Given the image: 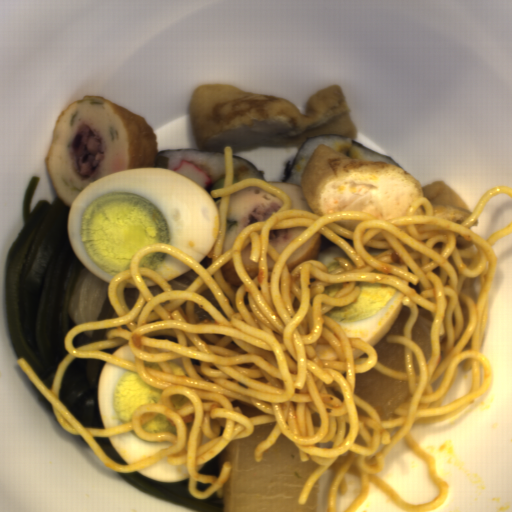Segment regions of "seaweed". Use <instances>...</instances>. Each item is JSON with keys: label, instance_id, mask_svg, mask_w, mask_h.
<instances>
[{"label": "seaweed", "instance_id": "seaweed-2", "mask_svg": "<svg viewBox=\"0 0 512 512\" xmlns=\"http://www.w3.org/2000/svg\"><path fill=\"white\" fill-rule=\"evenodd\" d=\"M167 151H201L199 148H172V149H159L156 152V168L164 169L167 165V159L164 158V153Z\"/></svg>", "mask_w": 512, "mask_h": 512}, {"label": "seaweed", "instance_id": "seaweed-1", "mask_svg": "<svg viewBox=\"0 0 512 512\" xmlns=\"http://www.w3.org/2000/svg\"><path fill=\"white\" fill-rule=\"evenodd\" d=\"M322 137H346V135H329V134L328 135H310L309 137L304 139L298 145L295 157L292 160L287 161L282 182H286L287 183L288 178H289V176H290V174H291V172H292V170H293V168L295 166V163H296L300 153L302 152V150L306 146V144L311 142V141H313V140H315V139H319V138H322Z\"/></svg>", "mask_w": 512, "mask_h": 512}, {"label": "seaweed", "instance_id": "seaweed-4", "mask_svg": "<svg viewBox=\"0 0 512 512\" xmlns=\"http://www.w3.org/2000/svg\"><path fill=\"white\" fill-rule=\"evenodd\" d=\"M233 157H236V158H239L241 160H244L245 162H247L249 165H251L254 169L257 170L258 174H259V177L260 179H263L264 181H266L265 179V174L263 172V170L259 169L256 165H254L250 160H247V159H244V158H240V157H237V156H234ZM267 182V181H266Z\"/></svg>", "mask_w": 512, "mask_h": 512}, {"label": "seaweed", "instance_id": "seaweed-3", "mask_svg": "<svg viewBox=\"0 0 512 512\" xmlns=\"http://www.w3.org/2000/svg\"><path fill=\"white\" fill-rule=\"evenodd\" d=\"M351 138H353V137H351ZM352 143H354V144H356V145H358V146H360V147H362L364 149H367V150H369V151H371V152H373V153H375L377 155H380V156L386 158L387 160H389L390 162H392L393 164L397 165L398 167H400L403 170V168L398 163H396L391 157H389L387 155H384V154H382V153H380V152H378V151H376V150H374V149H372L370 147H367V146L357 142L355 137L353 138Z\"/></svg>", "mask_w": 512, "mask_h": 512}]
</instances>
